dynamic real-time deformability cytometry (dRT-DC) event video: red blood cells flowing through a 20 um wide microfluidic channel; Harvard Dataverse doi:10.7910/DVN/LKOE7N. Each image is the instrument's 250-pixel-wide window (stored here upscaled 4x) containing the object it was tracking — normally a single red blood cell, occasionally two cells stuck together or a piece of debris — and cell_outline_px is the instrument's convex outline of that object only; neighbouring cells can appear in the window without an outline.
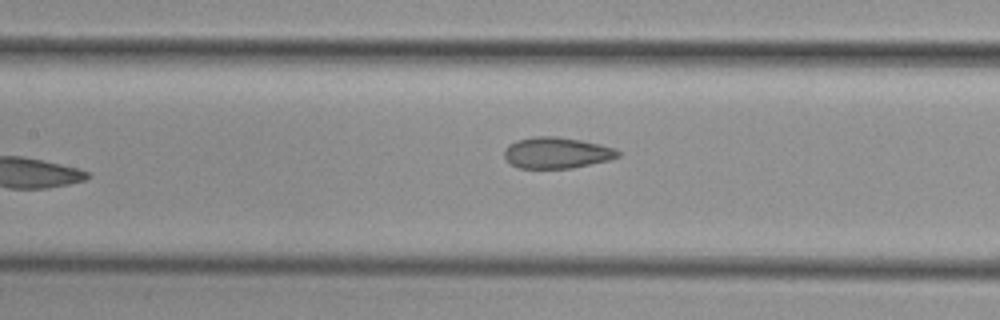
{"species": "common noctule bat (a hibernating species)", "species_latin": "Nyctalus noctula", "temperature_condition": "cold", "stored_images_in_passage": 7, "camera_frame_rate_fps": 3000, "um_per_image_px": 0.085, "animal": {"sex": "female", "body_mass_g": 29.2, "forearm_length_mm": 56.3}, "frame": {"image": 1, "passage_image": 7, "time_ms": 7.333, "image_size_px": [1000, 320], "cell_outline_px": [[620, 156], [608, 160], [572, 168], [516, 168], [504, 156], [504, 148], [508, 144], [516, 140], [532, 136], [556, 136], [580, 140], [600, 144], [612, 148], [620, 152]], "centroid_in_image_um": [47.27, 12.98], "position_along_channel_um": 160.1, "area_um2": 20.63}}